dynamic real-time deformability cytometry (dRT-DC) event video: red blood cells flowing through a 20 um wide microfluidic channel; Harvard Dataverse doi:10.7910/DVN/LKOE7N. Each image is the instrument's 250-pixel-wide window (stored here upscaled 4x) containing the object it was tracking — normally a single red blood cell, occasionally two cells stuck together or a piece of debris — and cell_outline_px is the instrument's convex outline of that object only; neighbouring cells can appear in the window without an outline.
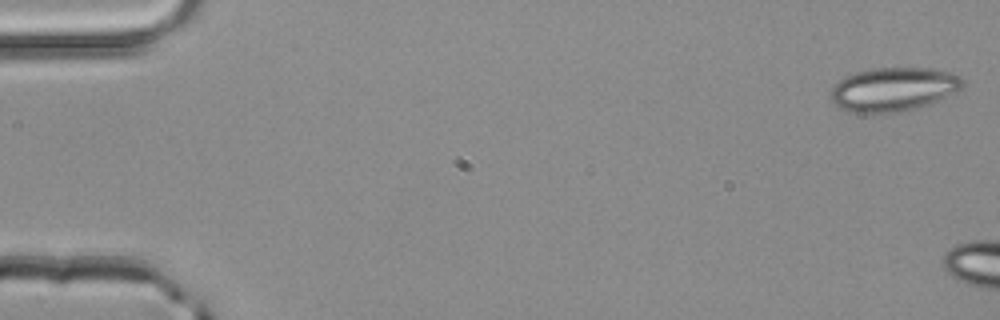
{"species": "common noctule bat (a hibernating species)", "species_latin": "Nyctalus noctula", "temperature_condition": "room temperature", "stored_images_in_passage": 8, "camera_frame_rate_fps": 3000, "um_per_image_px": 0.085, "animal": {"sex": "male", "body_mass_g": 20.4}, "frame": {"image": 1, "passage_image": 1, "time_ms": 0.0, "image_size_px": [1000, 320], "cell_outline_px": [[964, 84], [956, 92], [928, 104], [916, 108], [896, 112], [848, 112], [840, 108], [832, 100], [832, 88], [840, 80], [856, 72], [872, 68], [928, 68], [948, 72], [960, 76], [964, 80]], "centroid_in_image_um": [75.96, 7.58], "position_along_channel_um": 9.0, "area_um2": 33.18}}